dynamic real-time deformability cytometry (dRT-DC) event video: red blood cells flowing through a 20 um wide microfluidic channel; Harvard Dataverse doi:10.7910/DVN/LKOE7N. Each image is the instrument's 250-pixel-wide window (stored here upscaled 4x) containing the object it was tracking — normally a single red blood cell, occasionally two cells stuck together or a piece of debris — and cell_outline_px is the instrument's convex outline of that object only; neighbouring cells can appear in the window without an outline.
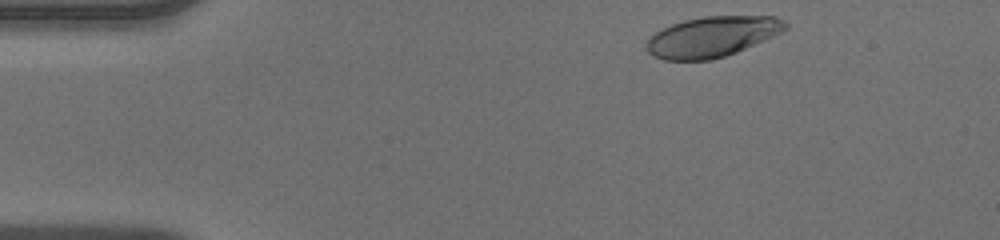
{"species": "human", "species_latin": "Homo sapiens", "temperature_condition": "warm", "stored_images_in_passage": 35, "camera_frame_rate_fps": 3000, "um_per_image_px": 0.085, "donor": {"sex": "male"}, "frame": {"image": 1, "passage_image": 2, "time_ms": 0.333, "image_size_px": [1000, 240], "cell_outline_px": [[788, 28], [772, 36], [736, 52], [712, 60], [664, 60], [652, 56], [648, 52], [644, 44], [656, 32], [672, 24], [684, 20], [704, 16], [772, 16], [784, 20], [788, 24]], "centroid_in_image_um": [60.5, 3.12], "position_along_channel_um": 24.5, "area_um2": 32.54}}
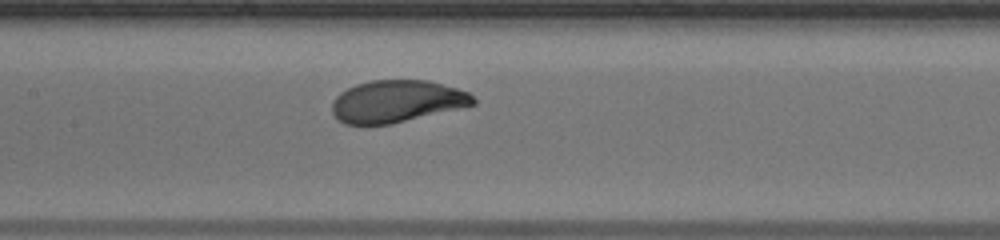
{"frame": {"image": 2, "passage_image": 18, "time_ms": 5.667, "image_size_px": [1000, 240], "cell_outline_px": [[476, 104], [392, 124], [364, 128], [344, 124], [336, 120], [332, 112], [332, 100], [340, 92], [356, 84], [372, 80], [428, 80], [456, 88], [468, 92], [476, 100]], "centroid_in_image_um": [33.64, 8.65], "position_along_channel_um": 173.8, "area_um2": 35.37}}
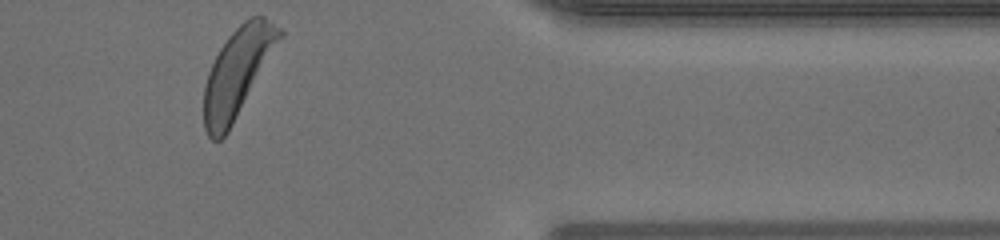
{"frame": {"image": 3, "passage_image": 35, "time_ms": 11.333, "image_size_px": [1000, 240], "cell_outline_px": [[284, 32], [228, 132], [220, 140], [212, 140], [208, 136], [204, 128], [204, 88], [208, 72], [220, 48], [228, 36], [244, 20], [260, 12], [280, 28]], "centroid_in_image_um": [20.17, 6.13], "position_along_channel_um": 391.2, "area_um2": 38.15}}